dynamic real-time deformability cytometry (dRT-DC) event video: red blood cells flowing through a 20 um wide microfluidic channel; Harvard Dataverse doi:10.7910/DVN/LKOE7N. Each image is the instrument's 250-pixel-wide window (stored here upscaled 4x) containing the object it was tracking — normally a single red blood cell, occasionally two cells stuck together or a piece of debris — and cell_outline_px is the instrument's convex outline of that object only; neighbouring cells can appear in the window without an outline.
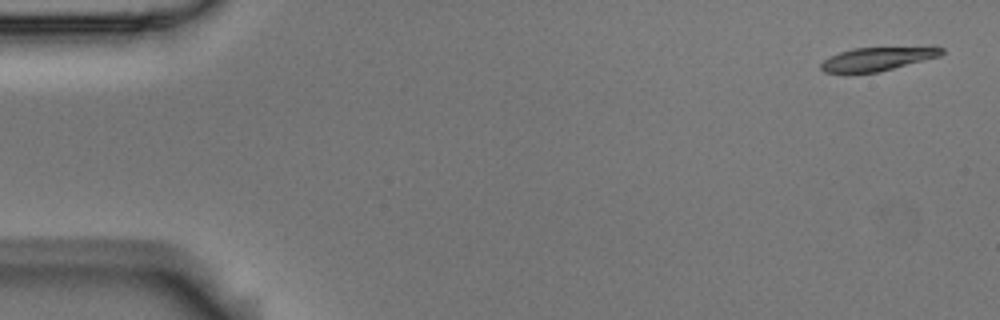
{"species": "Egyptian fruit bat (a non-hibernating species)", "species_latin": "Rousettus aegyptiacus", "temperature_condition": "room temperature", "stored_images_in_passage": 8, "camera_frame_rate_fps": 3000, "um_per_image_px": 0.085, "animal": {"sex": "male"}, "frame": {"image": 1, "passage_image": 1, "time_ms": 0.0, "image_size_px": [1000, 320], "cell_outline_px": [[944, 52], [940, 56], [880, 72], [824, 72], [820, 68], [820, 64], [828, 56], [852, 48], [932, 44], [944, 48]], "centroid_in_image_um": [74.72, 4.94], "position_along_channel_um": 10.3, "area_um2": 17.4}}
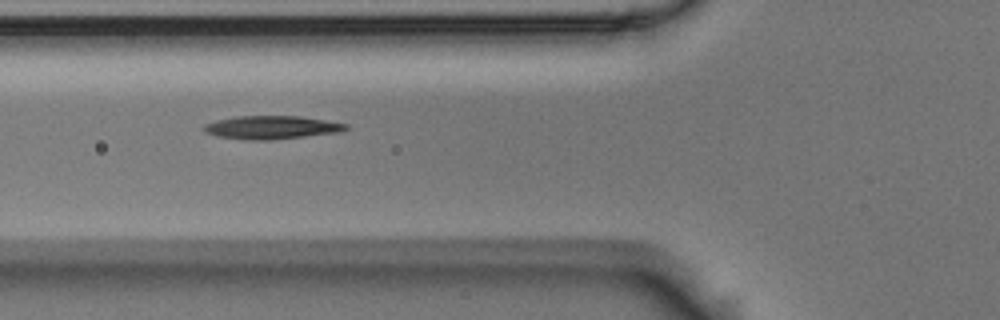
{"frame": {"image": 2, "passage_image": 6, "time_ms": 1.667, "image_size_px": [1000, 320], "cell_outline_px": [[348, 128], [340, 132], [272, 140], [244, 140], [216, 136], [204, 132], [204, 124], [216, 120], [236, 116], [300, 116], [348, 124]], "centroid_in_image_um": [23.05, 10.83], "position_along_channel_um": 102.7, "area_um2": 19.31}}
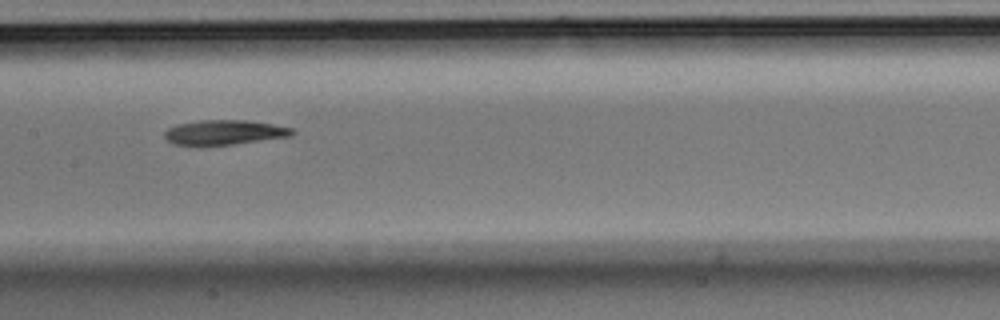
{"frame": {"image": 3, "passage_image": 8, "time_ms": 2.333, "image_size_px": [1000, 320], "cell_outline_px": [[296, 132], [292, 136], [232, 144], [200, 148], [176, 144], [168, 140], [164, 136], [164, 132], [168, 128], [176, 124], [200, 120], [244, 120], [272, 124], [292, 128]], "centroid_in_image_um": [19.02, 11.28], "position_along_channel_um": 188.4, "area_um2": 18.84}}